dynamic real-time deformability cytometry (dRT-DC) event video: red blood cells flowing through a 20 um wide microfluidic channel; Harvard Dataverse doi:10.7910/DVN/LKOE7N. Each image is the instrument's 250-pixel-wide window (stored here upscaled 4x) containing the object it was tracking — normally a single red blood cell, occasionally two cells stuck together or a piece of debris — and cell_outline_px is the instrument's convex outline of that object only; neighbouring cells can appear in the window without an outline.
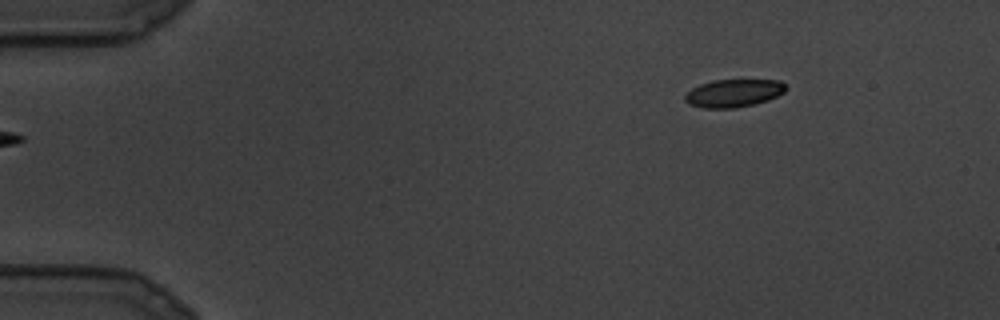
{"species": "common noctule bat (a hibernating species)", "species_latin": "Nyctalus noctula", "temperature_condition": "cold", "stored_images_in_passage": 9, "camera_frame_rate_fps": 3000, "um_per_image_px": 0.085, "animal": {"sex": "male", "body_mass_g": 19.5, "forearm_length_mm": 54.6}, "frame": {"image": 1, "passage_image": 1, "time_ms": 0.0, "image_size_px": [1000, 320], "cell_outline_px": [[788, 88], [784, 92], [768, 100], [756, 104], [732, 108], [704, 108], [688, 104], [684, 100], [684, 96], [692, 88], [700, 84], [712, 80], [780, 80]], "centroid_in_image_um": [62.35, 7.92], "position_along_channel_um": 22.6, "area_um2": 16.42}}
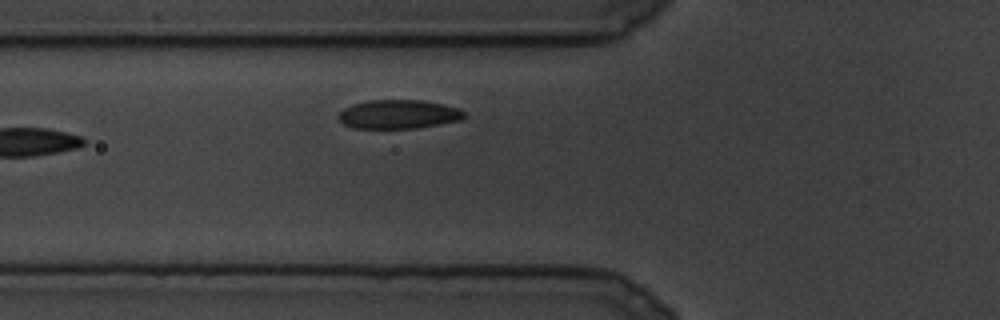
{"frame": {"image": 2, "passage_image": 9, "time_ms": 2.667, "image_size_px": [1000, 320], "cell_outline_px": [[464, 116], [460, 120], [440, 124], [416, 128], [352, 128], [344, 124], [336, 116], [344, 108], [352, 104], [368, 100], [424, 100], [444, 104], [456, 108], [464, 112]], "centroid_in_image_um": [33.83, 9.71], "position_along_channel_um": 92.0, "area_um2": 21.15}}